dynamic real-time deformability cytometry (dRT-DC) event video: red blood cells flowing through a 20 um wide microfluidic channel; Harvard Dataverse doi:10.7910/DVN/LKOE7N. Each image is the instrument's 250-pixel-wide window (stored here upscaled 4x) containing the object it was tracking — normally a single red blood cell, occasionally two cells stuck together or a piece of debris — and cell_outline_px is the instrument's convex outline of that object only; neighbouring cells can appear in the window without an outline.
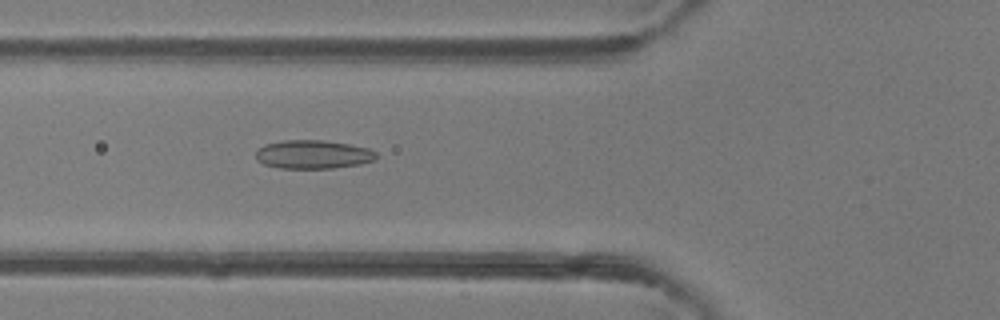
{"species": "common noctule bat (a hibernating species)", "species_latin": "Nyctalus noctula", "temperature_condition": "room temperature", "stored_images_in_passage": 48, "camera_frame_rate_fps": 3000, "um_per_image_px": 0.085, "animal": {"sex": "female"}, "frame": {"image": 1, "passage_image": 18, "time_ms": 5.667, "image_size_px": [1000, 320], "cell_outline_px": [[376, 160], [360, 164], [332, 168], [280, 168], [264, 164], [256, 160], [256, 152], [264, 144], [284, 140], [324, 140], [348, 144], [368, 148], [376, 152]], "centroid_in_image_um": [26.61, 13.12], "position_along_channel_um": 99.2, "area_um2": 20.06}}
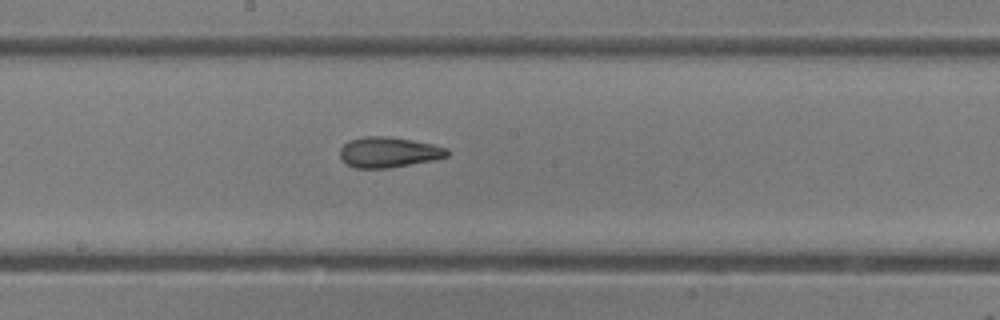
{"frame": {"image": 2, "passage_image": 26, "time_ms": 8.333, "image_size_px": [1000, 320], "cell_outline_px": [[448, 156], [432, 160], [392, 168], [356, 168], [340, 160], [340, 148], [348, 140], [364, 136], [388, 136], [412, 140], [432, 144], [448, 148]], "centroid_in_image_um": [33.0, 12.94], "position_along_channel_um": 215.2, "area_um2": 19.13}}
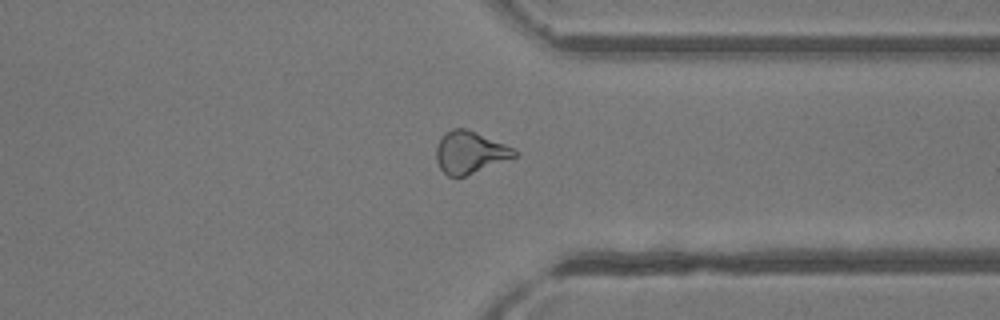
{"frame": {"image": 3, "passage_image": 37, "time_ms": 12.0, "image_size_px": [1000, 320], "cell_outline_px": [[516, 156], [464, 176], [448, 176], [440, 168], [436, 160], [436, 148], [440, 136], [444, 132], [452, 128], [464, 128], [476, 132], [504, 144], [512, 148], [516, 152]], "centroid_in_image_um": [39.87, 12.93], "position_along_channel_um": 371.5, "area_um2": 18.84}, "authors_computed_cell_mechanics": {"area_um2": 20.0566, "velocity_mm_per_s": 4.328, "shape_relaxation_time_tau1_ms": 6.8251, "shape_relaxation_time_tau2_ms": 2.9173, "deformation_change_tau1": 0.1469, "deformation_change_tau2": 0.0996}}